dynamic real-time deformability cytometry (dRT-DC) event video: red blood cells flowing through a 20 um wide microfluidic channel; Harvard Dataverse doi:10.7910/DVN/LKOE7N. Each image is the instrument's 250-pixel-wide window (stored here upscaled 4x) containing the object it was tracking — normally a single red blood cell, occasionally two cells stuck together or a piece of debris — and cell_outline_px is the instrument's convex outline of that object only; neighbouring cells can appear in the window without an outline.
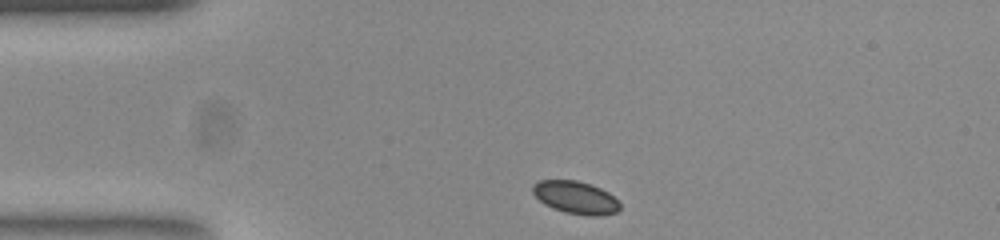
{"species": "common noctule bat (a hibernating species)", "species_latin": "Nyctalus noctula", "temperature_condition": "room temperature", "stored_images_in_passage": 44, "camera_frame_rate_fps": 3000, "um_per_image_px": 0.085, "animal": {"sex": "female", "body_mass_g": 23.0, "forearm_length_mm": 53.4}, "frame": {"image": 1, "passage_image": 1, "time_ms": 0.0, "image_size_px": [1000, 240], "cell_outline_px": [[620, 208], [616, 212], [596, 216], [588, 216], [564, 212], [552, 208], [544, 204], [532, 192], [532, 188], [540, 180], [576, 180], [600, 188], [608, 192], [620, 204]], "centroid_in_image_um": [48.92, 16.79], "position_along_channel_um": 36.1, "area_um2": 16.36}}
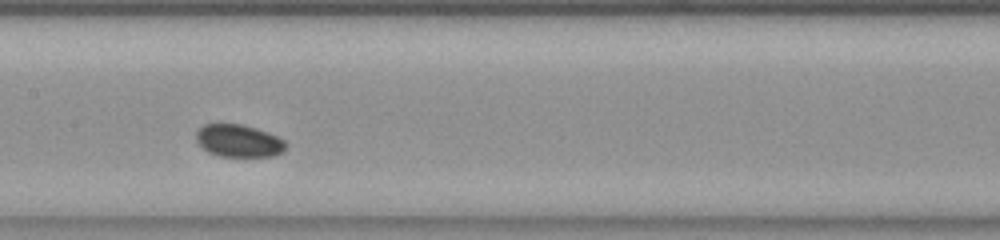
{"frame": {"image": 2, "passage_image": 16, "time_ms": 5.0, "image_size_px": [1000, 240], "cell_outline_px": [[284, 148], [280, 152], [272, 156], [220, 156], [208, 152], [200, 144], [196, 136], [196, 132], [204, 124], [240, 124], [268, 132], [284, 140]], "centroid_in_image_um": [20.26, 11.96], "position_along_channel_um": 187.1, "area_um2": 16.53}}
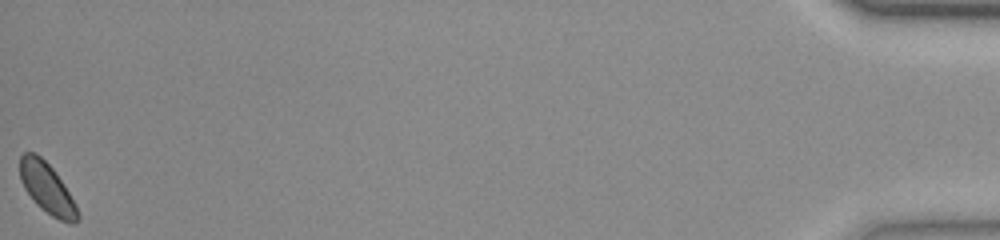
{"frame": {"image": 3, "passage_image": 44, "time_ms": 14.333, "image_size_px": [1000, 240], "cell_outline_px": [[80, 216], [76, 224], [72, 224], [60, 220], [52, 216], [40, 208], [36, 204], [24, 188], [20, 180], [20, 156], [24, 152], [36, 152], [52, 168], [76, 204]], "centroid_in_image_um": [3.99, 16.02], "position_along_channel_um": 431.2, "area_um2": 16.88}}